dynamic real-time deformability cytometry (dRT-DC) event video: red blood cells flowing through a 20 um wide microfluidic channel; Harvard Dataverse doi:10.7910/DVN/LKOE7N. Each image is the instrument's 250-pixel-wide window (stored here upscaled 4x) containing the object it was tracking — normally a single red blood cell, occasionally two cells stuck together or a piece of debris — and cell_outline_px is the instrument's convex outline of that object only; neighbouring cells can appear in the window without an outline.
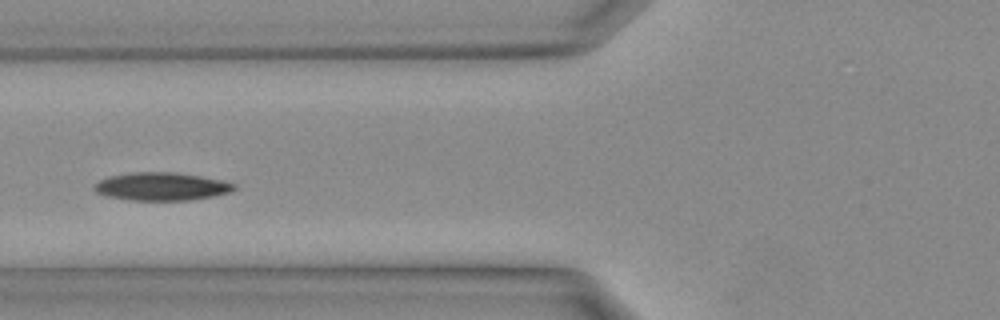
{"species": "Egyptian fruit bat (a non-hibernating species)", "species_latin": "Rousettus aegyptiacus", "temperature_condition": "warm", "stored_images_in_passage": 29, "camera_frame_rate_fps": 3000, "um_per_image_px": 0.085, "animal": {"sex": "female"}, "frame": {"image": 1, "passage_image": 9, "time_ms": 2.667, "image_size_px": [1000, 320], "cell_outline_px": [[236, 188], [228, 192], [212, 196], [188, 200], [132, 200], [108, 196], [96, 192], [92, 188], [100, 180], [108, 176], [132, 172], [176, 172], [200, 176], [220, 180], [236, 184]], "centroid_in_image_um": [13.7, 15.84], "position_along_channel_um": 112.1, "area_um2": 22.6}}
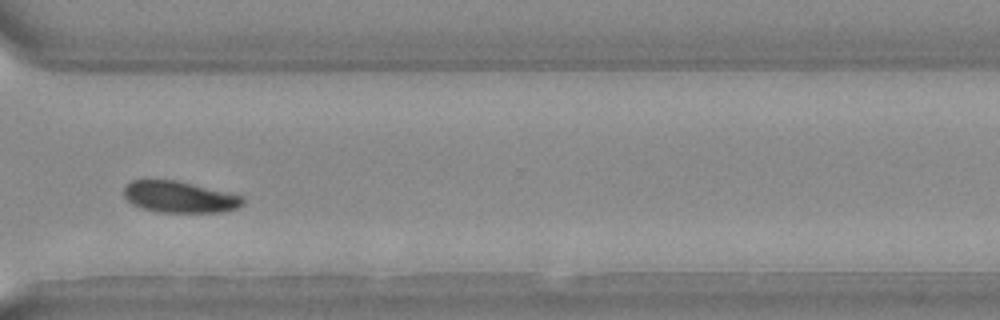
{"frame": {"image": 2, "passage_image": 21, "time_ms": 6.667, "image_size_px": [1000, 320], "cell_outline_px": [[244, 204], [236, 208], [220, 212], [156, 212], [140, 208], [132, 204], [124, 196], [124, 188], [132, 180], [176, 180], [244, 196]], "centroid_in_image_um": [15.25, 16.75], "position_along_channel_um": 355.3, "area_um2": 21.73}}
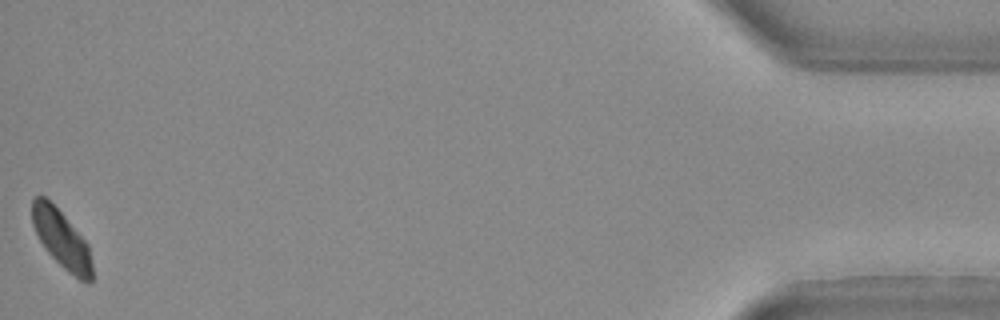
{"frame": {"image": 3, "passage_image": 29, "time_ms": 9.333, "image_size_px": [1000, 320], "cell_outline_px": [[92, 284], [88, 284], [80, 280], [68, 272], [44, 248], [32, 224], [32, 200], [36, 196], [44, 196], [64, 216], [88, 244], [92, 264]], "centroid_in_image_um": [5.25, 20.37], "position_along_channel_um": 430.0, "area_um2": 19.94}}